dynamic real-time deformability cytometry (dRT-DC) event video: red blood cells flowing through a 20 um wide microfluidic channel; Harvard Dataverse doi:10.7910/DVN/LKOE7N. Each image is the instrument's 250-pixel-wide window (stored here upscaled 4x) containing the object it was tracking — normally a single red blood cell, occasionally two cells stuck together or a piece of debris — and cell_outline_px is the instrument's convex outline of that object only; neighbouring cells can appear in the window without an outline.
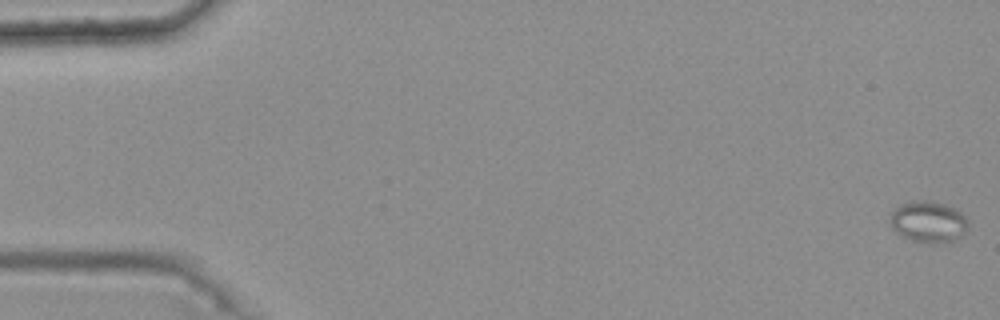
{"species": "common noctule bat (a hibernating species)", "species_latin": "Nyctalus noctula", "temperature_condition": "warm", "stored_images_in_passage": 48, "camera_frame_rate_fps": 3000, "um_per_image_px": 0.085, "animal": {"sex": "female", "body_mass_g": 25.1}, "frame": {"image": 1, "passage_image": 1, "time_ms": 0.0, "image_size_px": [1000, 320], "cell_outline_px": [[968, 228], [960, 236], [952, 240], [912, 240], [896, 232], [892, 228], [892, 212], [900, 204], [916, 200], [932, 200], [956, 208], [968, 220]], "centroid_in_image_um": [78.93, 18.78], "position_along_channel_um": 6.1, "area_um2": 18.03}}
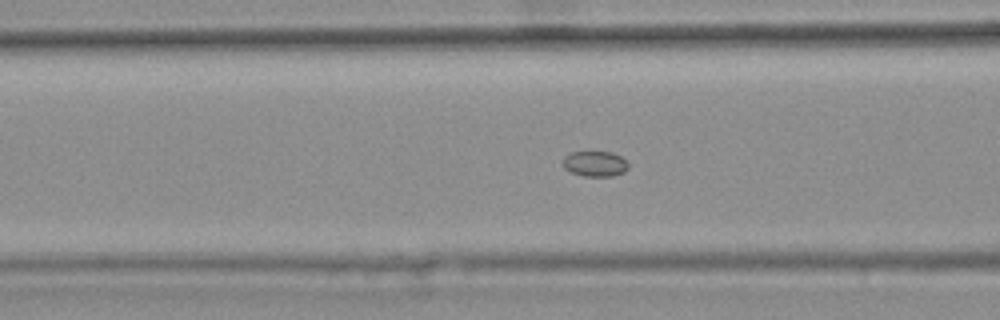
{"frame": {"image": 2, "passage_image": 22, "time_ms": 7.0, "image_size_px": [1000, 320], "cell_outline_px": [[628, 168], [624, 172], [612, 176], [584, 176], [572, 172], [564, 168], [564, 156], [572, 152], [588, 148], [612, 152], [620, 156], [628, 164]], "centroid_in_image_um": [50.56, 13.86], "position_along_channel_um": 116.0, "area_um2": 10.12}}
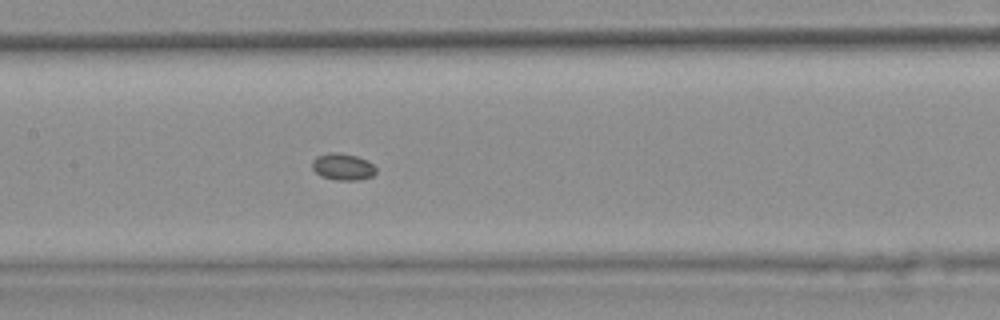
{"frame": {"image": 3, "passage_image": 27, "time_ms": 8.667, "image_size_px": [1000, 320], "cell_outline_px": [[376, 172], [372, 176], [360, 180], [336, 180], [320, 176], [312, 168], [312, 160], [316, 156], [328, 152], [340, 152], [356, 156], [368, 160], [376, 168]], "centroid_in_image_um": [29.13, 14.17], "position_along_channel_um": 178.3, "area_um2": 10.12}}